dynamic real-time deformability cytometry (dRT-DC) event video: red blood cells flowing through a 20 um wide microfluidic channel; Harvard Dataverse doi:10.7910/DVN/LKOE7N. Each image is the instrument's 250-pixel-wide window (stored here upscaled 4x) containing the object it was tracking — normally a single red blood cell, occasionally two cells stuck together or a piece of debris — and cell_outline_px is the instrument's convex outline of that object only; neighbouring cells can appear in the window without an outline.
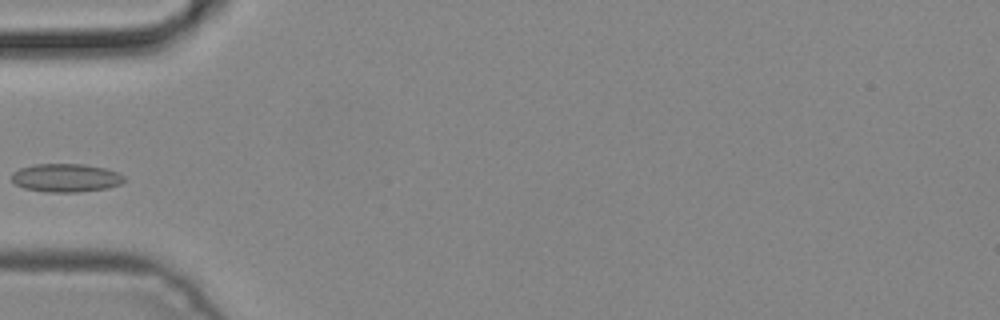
{"species": "common noctule bat (a hibernating species)", "species_latin": "Nyctalus noctula", "temperature_condition": "cold", "stored_images_in_passage": 4, "camera_frame_rate_fps": 3000, "um_per_image_px": 0.085, "animal": {"sex": "male", "body_mass_g": 19.2, "forearm_length_mm": 51.8}, "frame": {"image": 1, "passage_image": 4, "time_ms": 1.0, "image_size_px": [1000, 320], "cell_outline_px": [[124, 180], [120, 184], [108, 188], [80, 192], [48, 192], [24, 188], [16, 184], [12, 180], [12, 172], [20, 168], [36, 164], [84, 164], [104, 168], [116, 172], [124, 176]], "centroid_in_image_um": [5.6, 15.12], "position_along_channel_um": 79.4, "area_um2": 18.5}}